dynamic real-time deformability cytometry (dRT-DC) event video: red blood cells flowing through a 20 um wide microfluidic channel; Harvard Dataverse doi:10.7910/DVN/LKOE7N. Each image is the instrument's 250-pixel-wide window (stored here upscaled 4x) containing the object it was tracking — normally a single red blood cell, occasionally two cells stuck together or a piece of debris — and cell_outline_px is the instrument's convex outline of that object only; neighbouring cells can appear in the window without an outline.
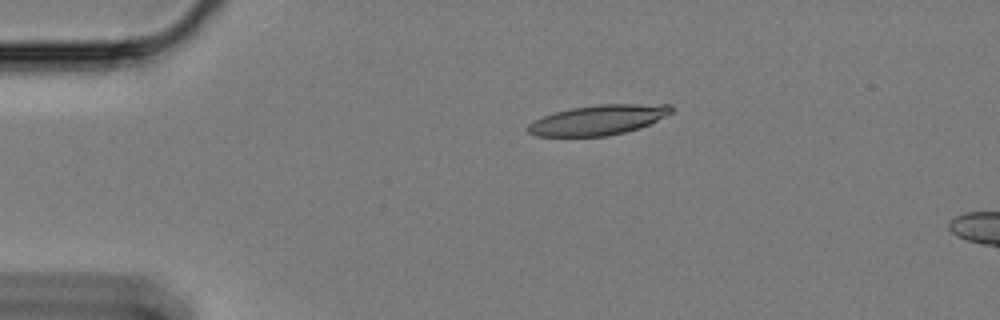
{"species": "Egyptian fruit bat (a non-hibernating species)", "species_latin": "Rousettus aegyptiacus", "temperature_condition": "cold", "stored_images_in_passage": 6, "camera_frame_rate_fps": 3000, "um_per_image_px": 0.085, "animal": {"sex": "female"}, "frame": {"image": 1, "passage_image": 1, "time_ms": 0.0, "image_size_px": [1000, 320], "cell_outline_px": [[672, 112], [640, 128], [608, 136], [536, 136], [528, 132], [524, 128], [532, 120], [556, 112], [572, 108], [600, 104], [672, 104]], "centroid_in_image_um": [50.81, 10.2], "position_along_channel_um": 34.2, "area_um2": 24.97}}